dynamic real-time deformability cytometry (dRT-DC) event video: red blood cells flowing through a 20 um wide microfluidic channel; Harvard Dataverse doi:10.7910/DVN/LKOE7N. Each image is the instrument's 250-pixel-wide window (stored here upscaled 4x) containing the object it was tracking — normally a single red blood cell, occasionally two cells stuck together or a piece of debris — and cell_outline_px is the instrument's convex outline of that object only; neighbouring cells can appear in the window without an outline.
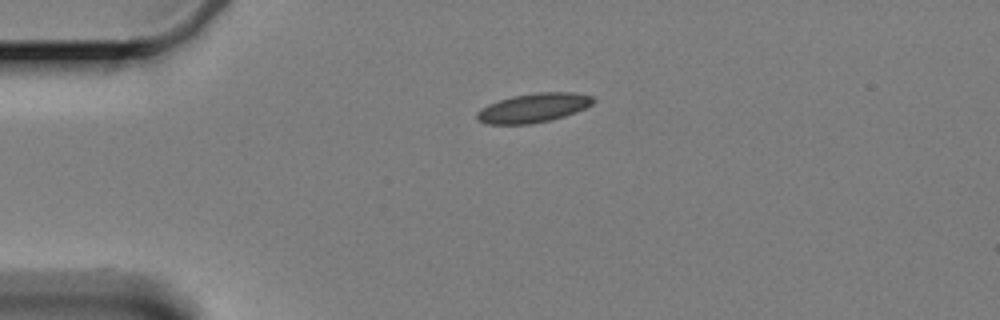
{"species": "Egyptian fruit bat (a non-hibernating species)", "species_latin": "Rousettus aegyptiacus", "temperature_condition": "cold", "stored_images_in_passage": 47, "camera_frame_rate_fps": 3000, "um_per_image_px": 0.085, "animal": {"sex": "female"}, "frame": {"image": 1, "passage_image": 1, "time_ms": 0.0, "image_size_px": [1000, 320], "cell_outline_px": [[596, 100], [592, 104], [576, 112], [552, 120], [532, 124], [488, 124], [480, 120], [476, 116], [476, 112], [480, 108], [488, 104], [512, 96], [536, 92], [572, 92], [592, 96]], "centroid_in_image_um": [45.35, 9.17], "position_along_channel_um": 39.6, "area_um2": 19.77}}
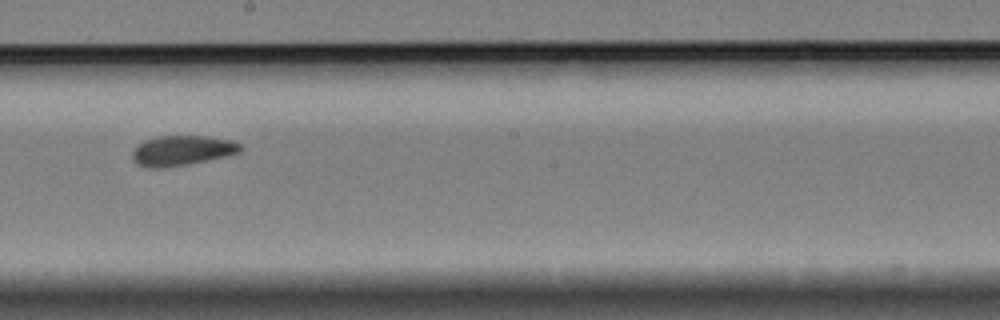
{"frame": {"image": 2, "passage_image": 21, "time_ms": 6.667, "image_size_px": [1000, 320], "cell_outline_px": [[244, 148], [240, 152], [228, 156], [188, 164], [164, 168], [148, 168], [136, 164], [132, 160], [132, 152], [144, 140], [156, 136], [204, 136], [232, 140], [240, 144]], "centroid_in_image_um": [15.48, 12.8], "position_along_channel_um": 232.7, "area_um2": 19.07}}
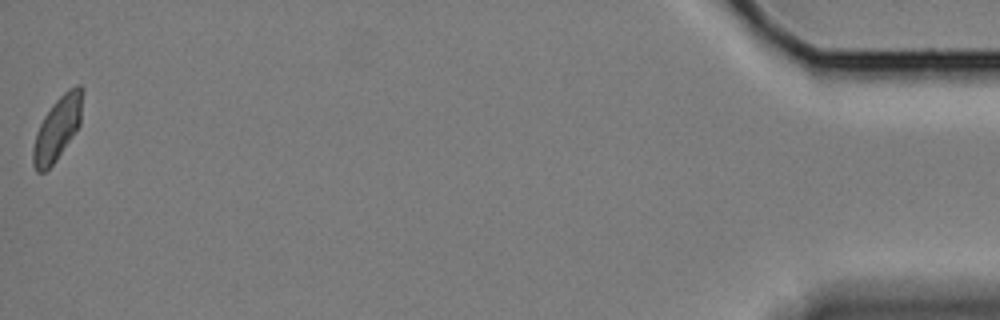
{"frame": {"image": 3, "passage_image": 47, "time_ms": 15.333, "image_size_px": [1000, 320], "cell_outline_px": [[84, 92], [80, 124], [56, 160], [44, 172], [36, 172], [32, 164], [32, 148], [36, 132], [44, 116], [52, 104], [68, 88], [76, 84], [80, 84], [84, 88]], "centroid_in_image_um": [4.89, 10.87], "position_along_channel_um": 430.3, "area_um2": 18.38}, "authors_computed_cell_mechanics": {"area_um2": 18.9584, "velocity_mm_per_s": 3.3427, "shape_relaxation_time_tau1_ms": 5.2344, "shape_relaxation_time_tau2_ms": 1.5608, "deformation_change_tau1": 0.1214, "deformation_change_tau2": 0.0649}}